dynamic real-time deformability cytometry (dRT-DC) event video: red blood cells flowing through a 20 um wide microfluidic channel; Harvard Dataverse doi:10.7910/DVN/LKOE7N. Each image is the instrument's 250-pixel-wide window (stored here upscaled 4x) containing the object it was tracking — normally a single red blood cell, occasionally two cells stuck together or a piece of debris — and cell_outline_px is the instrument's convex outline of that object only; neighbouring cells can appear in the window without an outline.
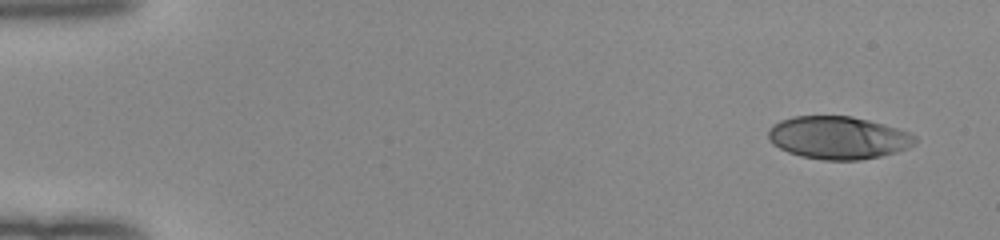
{"species": "human", "species_latin": "Homo sapiens", "temperature_condition": "room temperature", "stored_images_in_passage": 49, "camera_frame_rate_fps": 3000, "um_per_image_px": 0.085, "donor": {"sex": "female"}, "frame": {"image": 1, "passage_image": 1, "time_ms": 0.0, "image_size_px": [1000, 240], "cell_outline_px": [[916, 144], [908, 148], [896, 152], [880, 156], [860, 160], [824, 160], [800, 156], [788, 152], [772, 144], [768, 140], [768, 128], [772, 124], [780, 120], [792, 116], [852, 116], [884, 124], [908, 132], [916, 136]], "centroid_in_image_um": [71.22, 11.7], "position_along_channel_um": 13.8, "area_um2": 36.76}}
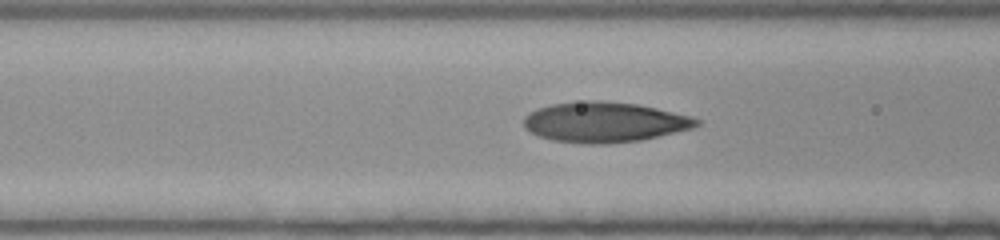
{"frame": {"image": 2, "passage_image": 19, "time_ms": 6.0, "image_size_px": [1000, 240], "cell_outline_px": [[700, 124], [692, 128], [640, 140], [608, 144], [584, 144], [552, 140], [528, 132], [524, 128], [524, 116], [528, 112], [536, 108], [552, 104], [588, 100], [600, 100], [636, 104], [656, 108], [692, 116], [700, 120]], "centroid_in_image_um": [51.34, 10.38], "position_along_channel_um": 115.3, "area_um2": 40.69}}
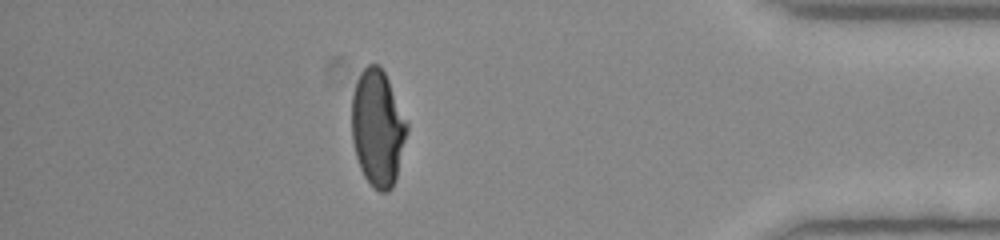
{"frame": {"image": 3, "passage_image": 43, "time_ms": 14.0, "image_size_px": [1000, 240], "cell_outline_px": [[408, 128], [396, 180], [392, 188], [388, 192], [380, 192], [364, 176], [360, 168], [356, 156], [352, 140], [352, 96], [356, 80], [360, 72], [368, 64], [380, 64], [388, 80], [408, 124]], "centroid_in_image_um": [32.09, 10.87], "position_along_channel_um": 403.1, "area_um2": 37.34}, "authors_computed_cell_mechanics": {"area_um2": 38.9572, "velocity_mm_per_s": 4.0481, "shape_relaxation_time_tau1_ms": 4.6478, "shape_relaxation_time_tau2_ms": 0.9438, "deformation_change_tau1": 0.2034, "deformation_change_tau2": 0.0717}}